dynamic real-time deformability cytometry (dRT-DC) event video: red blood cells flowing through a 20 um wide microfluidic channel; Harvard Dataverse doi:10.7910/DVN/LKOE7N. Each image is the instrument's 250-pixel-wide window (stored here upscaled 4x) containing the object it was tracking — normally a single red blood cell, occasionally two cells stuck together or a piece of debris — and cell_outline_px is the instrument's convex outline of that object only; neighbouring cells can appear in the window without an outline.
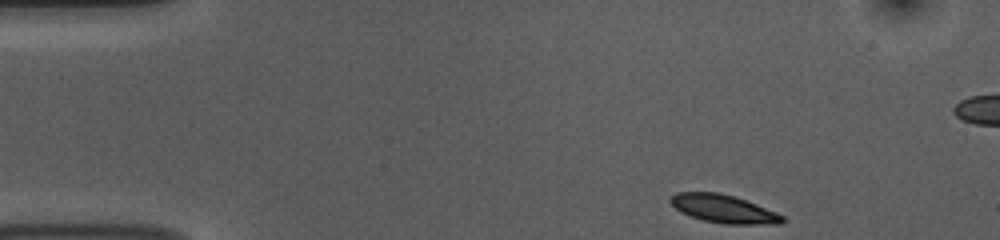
{"species": "common noctule bat (a hibernating species)", "species_latin": "Nyctalus noctula", "temperature_condition": "room temperature", "stored_images_in_passage": 48, "segment_of_instrument_passage": [1, 2], "camera_frame_rate_fps": 3000, "um_per_image_px": 0.085, "animal": {"sex": "female", "body_mass_g": 10.0, "forearm_length_mm": 53.1}, "frame": {"image": 1, "passage_image": 1, "time_ms": 0.0, "image_size_px": [1000, 240], "cell_outline_px": [[788, 220], [780, 224], [724, 224], [704, 220], [688, 216], [680, 212], [668, 200], [676, 192], [720, 192], [736, 196], [776, 212], [784, 216]], "centroid_in_image_um": [61.52, 17.75], "position_along_channel_um": 23.5, "area_um2": 18.55}}
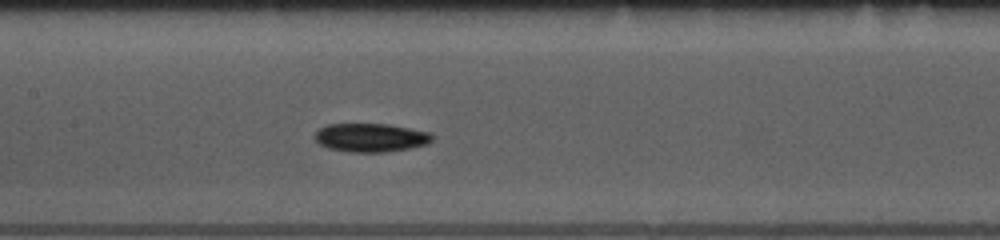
{"frame": {"image": 2, "passage_image": 19, "time_ms": 6.0, "image_size_px": [1000, 240], "cell_outline_px": [[436, 136], [428, 144], [408, 148], [384, 152], [348, 152], [328, 148], [320, 144], [312, 136], [320, 128], [328, 124], [388, 124], [428, 132]], "centroid_in_image_um": [31.5, 11.7], "position_along_channel_um": 175.9, "area_um2": 19.54}}
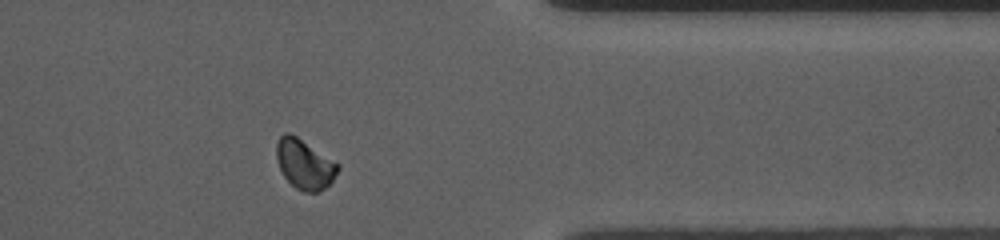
{"frame": {"image": 3, "passage_image": 37, "time_ms": 12.0, "image_size_px": [1000, 240], "cell_outline_px": [[340, 168], [332, 180], [320, 192], [304, 192], [296, 188], [284, 176], [280, 168], [276, 156], [276, 144], [280, 136], [284, 132], [292, 132], [340, 164]], "centroid_in_image_um": [25.89, 13.92], "position_along_channel_um": 385.5, "area_um2": 17.92}}